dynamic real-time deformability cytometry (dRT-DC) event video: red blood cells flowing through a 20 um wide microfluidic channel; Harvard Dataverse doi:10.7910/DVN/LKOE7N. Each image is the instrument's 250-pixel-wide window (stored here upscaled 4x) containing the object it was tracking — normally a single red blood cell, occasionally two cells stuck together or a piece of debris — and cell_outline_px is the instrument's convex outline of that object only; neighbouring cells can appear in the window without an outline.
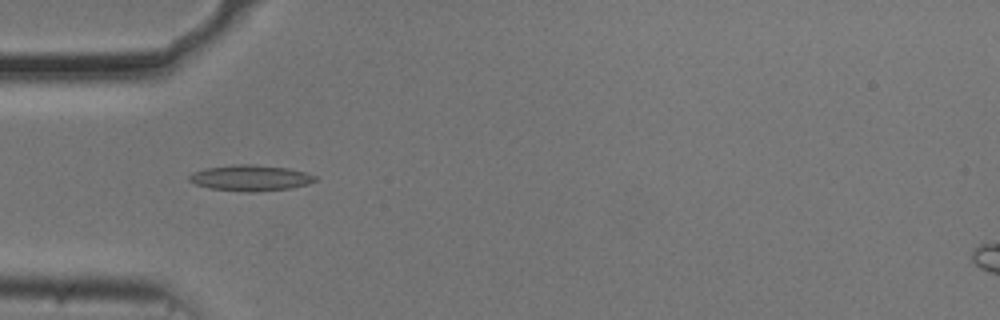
{"species": "common noctule bat (a hibernating species)", "species_latin": "Nyctalus noctula", "temperature_condition": "cold", "stored_images_in_passage": 37, "camera_frame_rate_fps": 3000, "um_per_image_px": 0.085, "animal": {"sex": "male", "body_mass_g": 20.5, "forearm_length_mm": 52.5}, "frame": {"image": 1, "passage_image": 1, "time_ms": 0.0, "image_size_px": [1000, 320], "cell_outline_px": [[316, 180], [308, 184], [288, 188], [256, 192], [248, 192], [208, 188], [196, 184], [188, 180], [188, 176], [192, 172], [208, 168], [236, 164], [252, 164], [288, 168], [304, 172], [316, 176]], "centroid_in_image_um": [21.27, 15.12], "position_along_channel_um": 63.7, "area_um2": 18.84}}
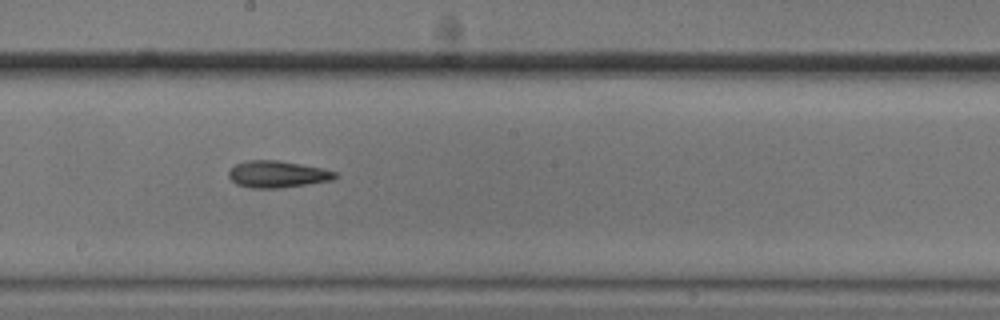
{"frame": {"image": 2, "passage_image": 14, "time_ms": 4.333, "image_size_px": [1000, 320], "cell_outline_px": [[340, 176], [332, 180], [276, 188], [252, 188], [236, 184], [228, 176], [228, 172], [236, 164], [248, 160], [276, 160], [324, 168], [336, 172]], "centroid_in_image_um": [23.59, 14.8], "position_along_channel_um": 224.6, "area_um2": 16.47}}
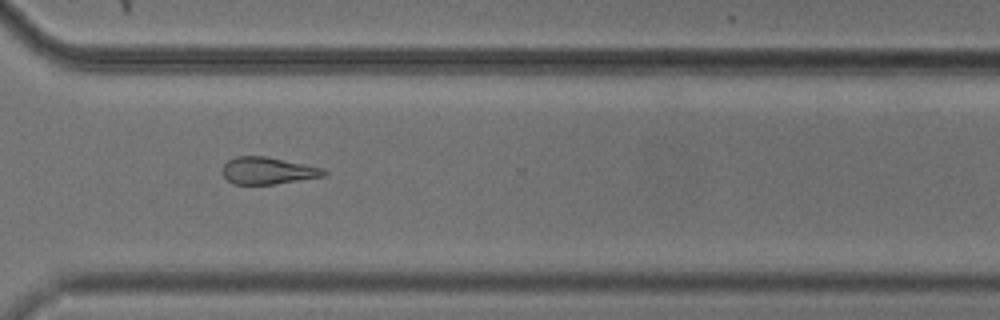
{"frame": {"image": 3, "passage_image": 24, "time_ms": 7.667, "image_size_px": [1000, 320], "cell_outline_px": [[328, 172], [324, 176], [272, 184], [236, 184], [228, 180], [224, 176], [224, 164], [228, 160], [236, 156], [268, 156], [324, 168]], "centroid_in_image_um": [22.79, 14.49], "position_along_channel_um": 347.8, "area_um2": 15.84}, "authors_computed_cell_mechanics": {"area_um2": 15.8372, "velocity_mm_per_s": 3.7141, "shape_relaxation_time_tau1_ms": 9.5176, "shape_relaxation_time_tau2_ms": 11.2546, "deformation_change_tau1": 0.1611, "deformation_change_tau2": 0.2283}}